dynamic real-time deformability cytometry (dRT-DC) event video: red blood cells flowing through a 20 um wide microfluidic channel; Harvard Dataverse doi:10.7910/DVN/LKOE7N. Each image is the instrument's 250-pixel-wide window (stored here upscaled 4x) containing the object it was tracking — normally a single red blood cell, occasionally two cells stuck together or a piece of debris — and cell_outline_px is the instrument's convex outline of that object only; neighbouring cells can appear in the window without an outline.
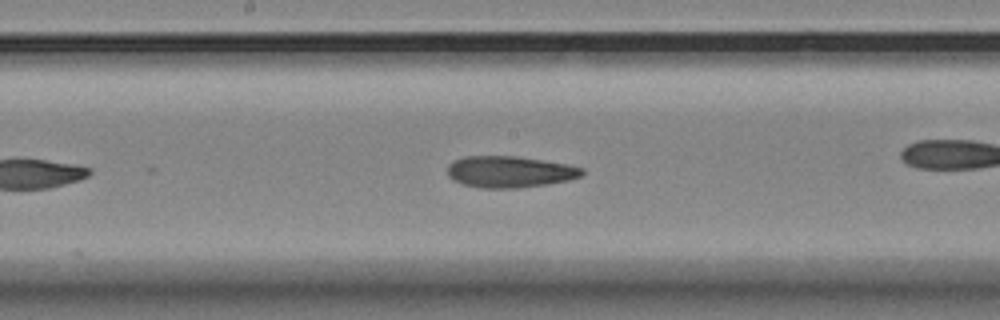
{"species": "Egyptian fruit bat (a non-hibernating species)", "species_latin": "Rousettus aegyptiacus", "temperature_condition": "room temperature", "stored_images_in_passage": 22, "camera_frame_rate_fps": 3000, "um_per_image_px": 0.085, "animal": {"sex": "female"}, "frame": {"image": 1, "passage_image": 18, "time_ms": 5.667, "image_size_px": [1000, 320], "cell_outline_px": [[584, 172], [580, 176], [568, 180], [520, 188], [480, 188], [464, 184], [452, 180], [448, 176], [448, 164], [452, 160], [464, 156], [516, 156], [568, 164], [584, 168]], "centroid_in_image_um": [43.29, 14.59], "position_along_channel_um": 204.9, "area_um2": 24.74}}